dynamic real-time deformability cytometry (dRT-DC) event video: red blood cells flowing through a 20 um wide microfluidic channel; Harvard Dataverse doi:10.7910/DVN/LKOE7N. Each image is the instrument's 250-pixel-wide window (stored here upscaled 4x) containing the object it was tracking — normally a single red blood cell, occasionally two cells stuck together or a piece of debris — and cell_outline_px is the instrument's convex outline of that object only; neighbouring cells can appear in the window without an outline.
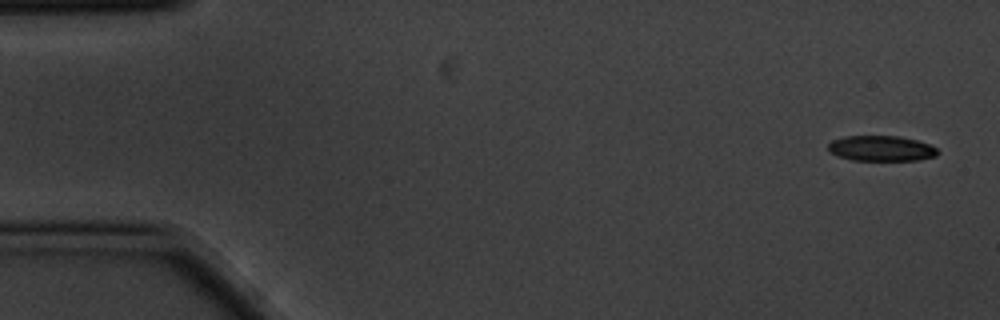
{"species": "common noctule bat (a hibernating species)", "species_latin": "Nyctalus noctula", "temperature_condition": "cold", "stored_images_in_passage": 4, "camera_frame_rate_fps": 3000, "um_per_image_px": 0.085, "animal": {"sex": "male", "body_mass_g": 20.1, "forearm_length_mm": 53.5}, "frame": {"image": 1, "passage_image": 1, "time_ms": 0.0, "image_size_px": [1000, 320], "cell_outline_px": [[940, 152], [936, 156], [920, 160], [852, 160], [836, 156], [828, 152], [828, 144], [832, 140], [844, 136], [900, 136], [916, 140], [928, 144], [936, 148]], "centroid_in_image_um": [74.88, 12.62], "position_along_channel_um": 10.1, "area_um2": 16.36}}